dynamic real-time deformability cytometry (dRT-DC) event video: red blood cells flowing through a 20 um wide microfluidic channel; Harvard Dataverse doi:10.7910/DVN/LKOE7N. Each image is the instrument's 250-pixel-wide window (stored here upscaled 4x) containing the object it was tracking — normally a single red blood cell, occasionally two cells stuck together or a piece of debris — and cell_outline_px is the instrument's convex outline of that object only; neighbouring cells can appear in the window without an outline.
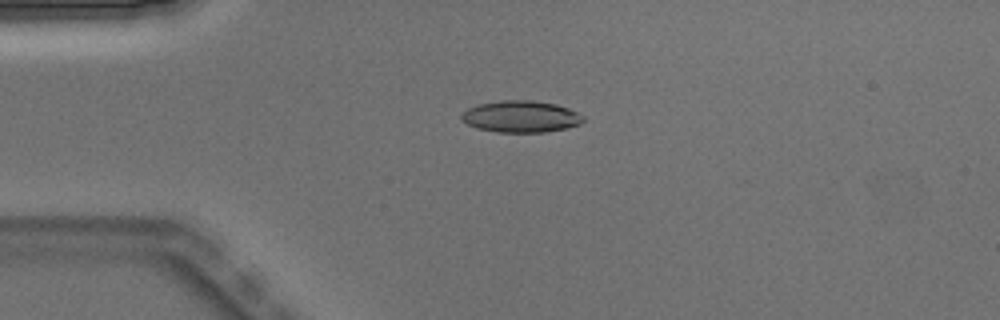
{"species": "Egyptian fruit bat (a non-hibernating species)", "species_latin": "Rousettus aegyptiacus", "temperature_condition": "warm", "stored_images_in_passage": 4, "camera_frame_rate_fps": 3000, "um_per_image_px": 0.085, "animal": {"sex": "male"}, "frame": {"image": 1, "passage_image": 3, "time_ms": 0.667, "image_size_px": [1000, 320], "cell_outline_px": [[584, 120], [580, 124], [568, 128], [544, 132], [496, 132], [476, 128], [460, 120], [460, 116], [468, 108], [480, 104], [500, 100], [528, 100], [556, 104], [568, 108], [584, 116]], "centroid_in_image_um": [44.27, 9.91], "position_along_channel_um": 40.7, "area_um2": 22.48}}